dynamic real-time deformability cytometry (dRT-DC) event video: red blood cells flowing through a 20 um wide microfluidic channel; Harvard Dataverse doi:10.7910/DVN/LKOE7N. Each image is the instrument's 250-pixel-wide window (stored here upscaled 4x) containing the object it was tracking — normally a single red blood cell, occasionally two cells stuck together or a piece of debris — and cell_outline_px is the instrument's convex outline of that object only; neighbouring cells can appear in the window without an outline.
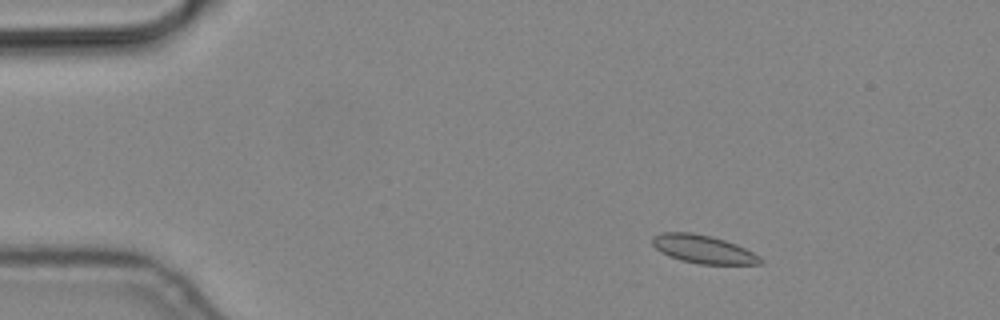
{"species": "common noctule bat (a hibernating species)", "species_latin": "Nyctalus noctula", "temperature_condition": "cold", "stored_images_in_passage": 5, "camera_frame_rate_fps": 3000, "um_per_image_px": 0.085, "animal": {"sex": "male", "body_mass_g": 19.2, "forearm_length_mm": 51.8}, "frame": {"image": 1, "passage_image": 3, "time_ms": 0.667, "image_size_px": [1000, 320], "cell_outline_px": [[764, 264], [700, 264], [680, 260], [668, 256], [660, 252], [652, 244], [652, 236], [660, 232], [692, 232], [712, 236], [736, 244], [760, 256], [764, 260]], "centroid_in_image_um": [59.76, 21.18], "position_along_channel_um": 25.2, "area_um2": 17.92}}
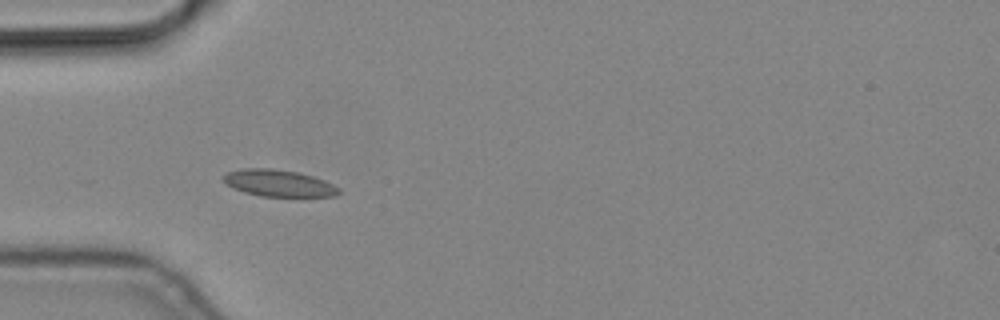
{"frame": {"image": 2, "passage_image": 5, "time_ms": 1.333, "image_size_px": [1000, 320], "cell_outline_px": [[340, 192], [336, 196], [260, 196], [244, 192], [232, 188], [220, 176], [228, 172], [244, 168], [272, 168], [296, 172], [312, 176], [324, 180], [340, 188]], "centroid_in_image_um": [23.67, 15.56], "position_along_channel_um": 61.3, "area_um2": 17.92}}